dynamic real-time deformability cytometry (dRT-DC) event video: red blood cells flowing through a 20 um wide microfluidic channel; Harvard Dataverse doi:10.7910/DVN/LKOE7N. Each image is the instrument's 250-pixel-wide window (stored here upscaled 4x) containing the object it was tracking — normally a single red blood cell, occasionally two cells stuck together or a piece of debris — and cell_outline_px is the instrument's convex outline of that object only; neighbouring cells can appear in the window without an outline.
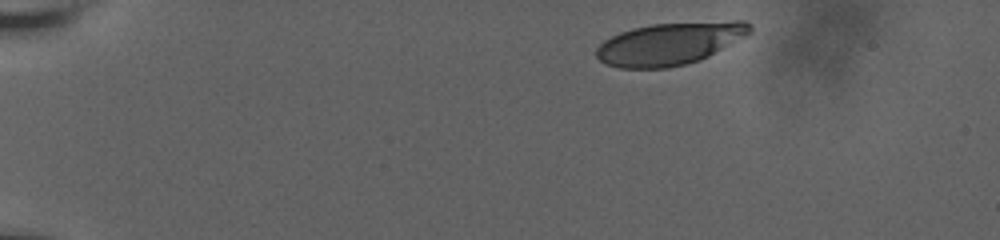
{"species": "human", "species_latin": "Homo sapiens", "temperature_condition": "room temperature", "stored_images_in_passage": 10, "camera_frame_rate_fps": 3000, "um_per_image_px": 0.085, "donor": {"sex": "male"}, "frame": {"image": 1, "passage_image": 1, "time_ms": 0.0, "image_size_px": [1000, 240], "cell_outline_px": [[752, 32], [708, 56], [700, 60], [668, 68], [620, 68], [604, 64], [596, 56], [596, 48], [604, 40], [620, 32], [632, 28], [652, 24], [736, 20], [744, 20], [752, 24]], "centroid_in_image_um": [56.92, 3.7], "position_along_channel_um": 28.1, "area_um2": 37.97}}
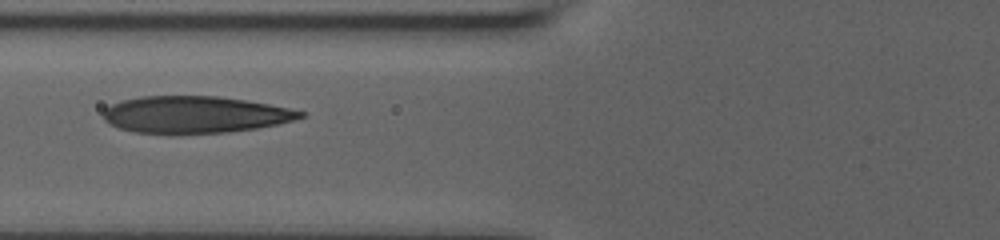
{"frame": {"image": 2, "passage_image": 6, "time_ms": 5.0, "image_size_px": [1000, 240], "cell_outline_px": [[304, 116], [280, 124], [256, 128], [228, 132], [136, 132], [120, 128], [108, 124], [104, 120], [104, 108], [112, 104], [124, 100], [140, 96], [216, 96], [244, 100], [268, 104], [288, 108], [304, 112]], "centroid_in_image_um": [16.55, 9.72], "position_along_channel_um": 109.2, "area_um2": 41.62}}
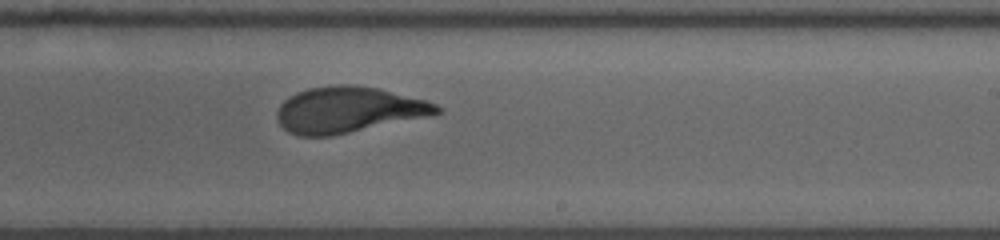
{"frame": {"image": 3, "passage_image": 10, "time_ms": 9.0, "image_size_px": [1000, 240], "cell_outline_px": [[444, 108], [436, 116], [332, 136], [296, 136], [288, 132], [280, 124], [276, 116], [276, 112], [280, 104], [288, 96], [296, 92], [308, 88], [340, 84], [352, 84], [380, 88], [424, 100], [436, 104]], "centroid_in_image_um": [29.65, 9.34], "position_along_channel_um": 259.3, "area_um2": 43.58}}